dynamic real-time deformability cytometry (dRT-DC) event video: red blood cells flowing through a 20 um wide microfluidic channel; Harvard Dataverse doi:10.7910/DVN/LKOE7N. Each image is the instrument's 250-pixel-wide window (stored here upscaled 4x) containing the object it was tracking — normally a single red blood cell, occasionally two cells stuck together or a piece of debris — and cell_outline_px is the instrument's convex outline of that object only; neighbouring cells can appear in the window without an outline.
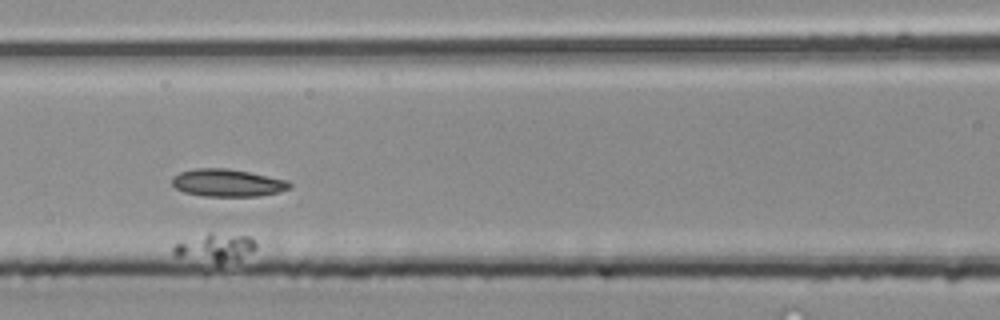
{"species": "common noctule bat (a hibernating species)", "species_latin": "Nyctalus noctula", "temperature_condition": "room temperature", "stored_images_in_passage": 13, "camera_frame_rate_fps": 3000, "um_per_image_px": 0.085, "animal": {"sex": "male", "body_mass_g": 20.4}, "frame": {"image": 1, "passage_image": 6, "time_ms": 1.667, "image_size_px": [1000, 320], "cell_outline_px": [[256, 248], [252, 252], [220, 264], [216, 264], [176, 256], [172, 252], [172, 248], [176, 244], [208, 232], [212, 232], [248, 236], [256, 244]], "centroid_in_image_um": [18.26, 21.04], "position_along_channel_um": 148.3, "area_um2": 13.41}}
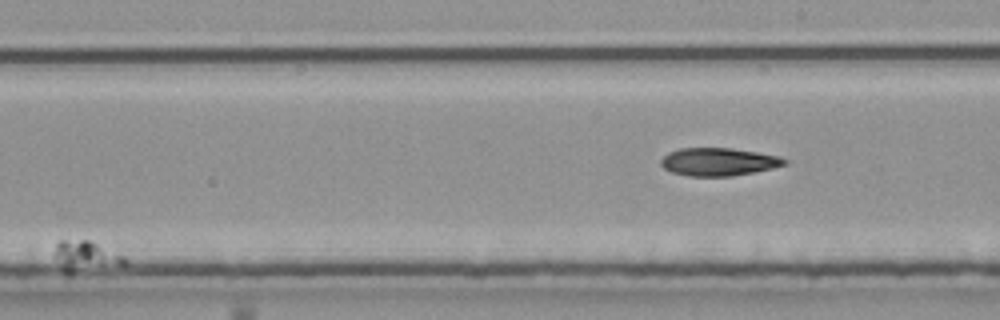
{"frame": {"image": 2, "passage_image": 10, "time_ms": 3.0, "image_size_px": [1000, 320], "cell_outline_px": [[128, 264], [72, 272], [64, 272], [60, 268], [56, 256], [56, 244], [60, 240], [88, 240], [124, 256], [128, 260]], "centroid_in_image_um": [7.3, 21.77], "position_along_channel_um": 281.7, "area_um2": 12.02}}